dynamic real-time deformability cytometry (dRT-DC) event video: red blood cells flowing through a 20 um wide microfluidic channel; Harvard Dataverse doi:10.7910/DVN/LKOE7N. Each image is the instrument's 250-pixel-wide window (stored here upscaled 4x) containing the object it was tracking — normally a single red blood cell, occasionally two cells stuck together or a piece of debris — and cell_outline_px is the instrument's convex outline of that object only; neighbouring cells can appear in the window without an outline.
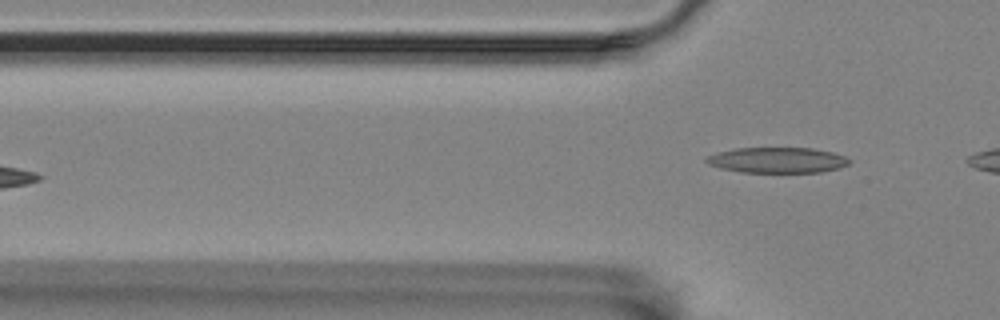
{"species": "Egyptian fruit bat (a non-hibernating species)", "species_latin": "Rousettus aegyptiacus", "temperature_condition": "room temperature", "stored_images_in_passage": 7, "segment_of_instrument_passage": [2, 2], "camera_frame_rate_fps": 3000, "um_per_image_px": 0.085, "animal": {"sex": "female"}, "frame": {"image": 1, "passage_image": 7, "time_ms": 7.333, "image_size_px": [1000, 320], "cell_outline_px": [[852, 160], [848, 164], [840, 168], [820, 172], [740, 172], [720, 168], [708, 164], [704, 160], [708, 156], [716, 152], [736, 148], [812, 148], [832, 152], [844, 156]], "centroid_in_image_um": [66.06, 13.61], "position_along_channel_um": 59.7, "area_um2": 21.33}}